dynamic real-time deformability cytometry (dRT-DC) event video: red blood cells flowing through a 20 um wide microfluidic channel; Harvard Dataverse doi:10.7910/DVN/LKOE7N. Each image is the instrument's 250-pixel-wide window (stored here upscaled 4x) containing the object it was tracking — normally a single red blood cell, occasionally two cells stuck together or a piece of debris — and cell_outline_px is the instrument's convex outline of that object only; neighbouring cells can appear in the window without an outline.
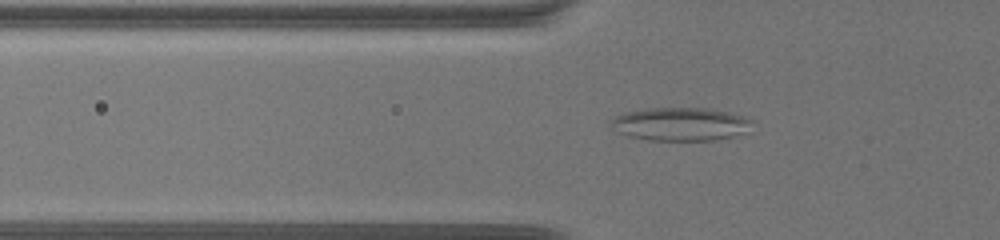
{"species": "common noctule bat (a hibernating species)", "species_latin": "Nyctalus noctula", "temperature_condition": "warm", "stored_images_in_passage": 68, "camera_frame_rate_fps": 3000, "um_per_image_px": 0.085, "animal": {"sex": "female", "body_mass_g": 19.5, "forearm_length_mm": 54.1}, "frame": {"image": 1, "passage_image": 25, "time_ms": 8.0, "image_size_px": [1000, 240], "cell_outline_px": [[752, 120], [744, 132], [732, 136], [716, 140], [648, 140], [628, 136], [612, 128], [608, 120], [624, 112], [656, 108], [712, 108], [728, 112]], "centroid_in_image_um": [57.77, 10.54], "position_along_channel_um": 68.0, "area_um2": 27.05}}
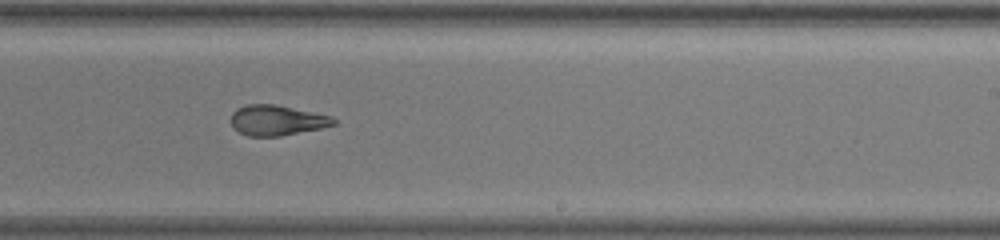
{"frame": {"image": 2, "passage_image": 44, "time_ms": 14.333, "image_size_px": [1000, 240], "cell_outline_px": [[336, 124], [320, 128], [280, 136], [248, 136], [232, 128], [232, 112], [236, 108], [244, 104], [276, 104], [332, 116], [336, 120]], "centroid_in_image_um": [23.51, 10.21], "position_along_channel_um": 265.5, "area_um2": 18.15}}
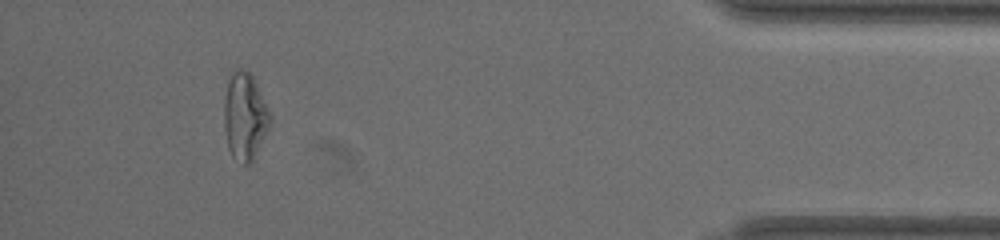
{"frame": {"image": 3, "passage_image": 63, "time_ms": 20.667, "image_size_px": [1000, 240], "cell_outline_px": [[272, 120], [252, 164], [244, 164], [232, 156], [228, 148], [224, 128], [224, 100], [228, 80], [232, 72], [240, 68], [248, 72], [252, 76], [272, 116]], "centroid_in_image_um": [20.81, 9.92], "position_along_channel_um": 414.4, "area_um2": 23.35}, "authors_computed_cell_mechanics": {"area_um2": 22.6287, "velocity_mm_per_s": 3.156, "shape_relaxation_time_tau1_ms": null, "shape_relaxation_time_tau2_ms": 2.6568, "deformation_change_tau1": null, "deformation_change_tau2": 0.1117}}